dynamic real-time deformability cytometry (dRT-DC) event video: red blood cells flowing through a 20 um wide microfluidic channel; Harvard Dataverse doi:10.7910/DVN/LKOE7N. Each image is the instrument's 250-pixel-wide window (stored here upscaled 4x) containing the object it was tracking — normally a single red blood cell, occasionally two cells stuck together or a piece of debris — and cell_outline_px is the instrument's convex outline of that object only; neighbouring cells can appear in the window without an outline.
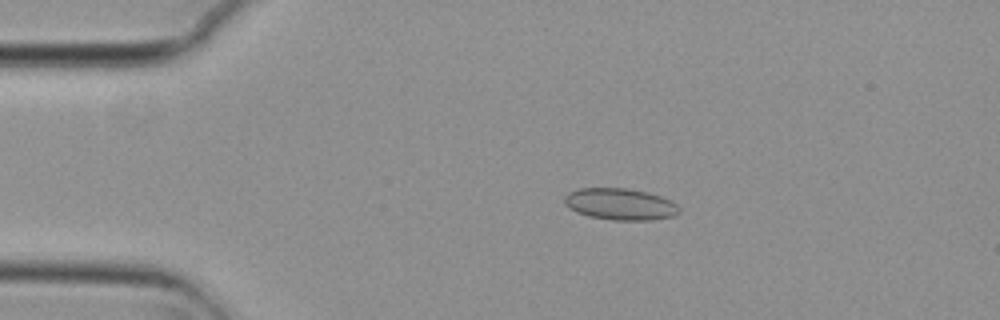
{"species": "common noctule bat (a hibernating species)", "species_latin": "Nyctalus noctula", "temperature_condition": "cold", "stored_images_in_passage": 5, "camera_frame_rate_fps": 3000, "um_per_image_px": 0.085, "animal": {"sex": "female", "body_mass_g": 29.2, "forearm_length_mm": 56.3}, "frame": {"image": 1, "passage_image": 3, "time_ms": 0.667, "image_size_px": [1000, 320], "cell_outline_px": [[680, 212], [672, 216], [652, 220], [612, 220], [588, 216], [576, 212], [568, 208], [564, 204], [564, 196], [568, 192], [576, 188], [628, 188], [648, 192], [672, 200], [680, 208]], "centroid_in_image_um": [52.69, 17.34], "position_along_channel_um": 32.3, "area_um2": 21.44}}
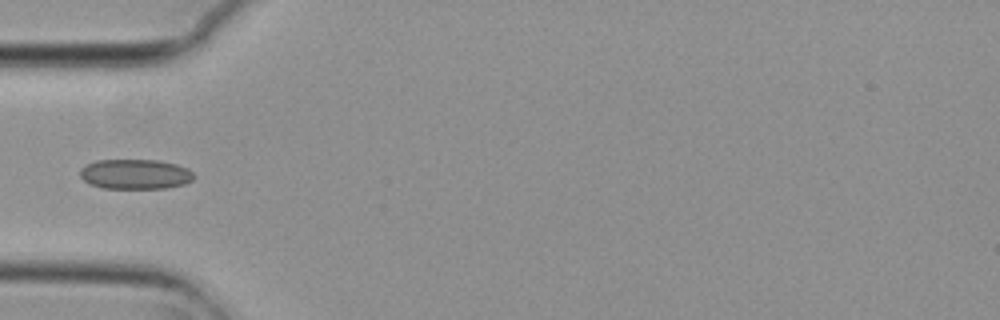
{"frame": {"image": 2, "passage_image": 5, "time_ms": 1.333, "image_size_px": [1000, 320], "cell_outline_px": [[196, 176], [192, 180], [184, 184], [168, 188], [104, 188], [92, 184], [84, 180], [80, 176], [80, 168], [96, 160], [156, 160], [176, 164], [188, 168]], "centroid_in_image_um": [11.52, 14.8], "position_along_channel_um": 73.5, "area_um2": 19.83}}